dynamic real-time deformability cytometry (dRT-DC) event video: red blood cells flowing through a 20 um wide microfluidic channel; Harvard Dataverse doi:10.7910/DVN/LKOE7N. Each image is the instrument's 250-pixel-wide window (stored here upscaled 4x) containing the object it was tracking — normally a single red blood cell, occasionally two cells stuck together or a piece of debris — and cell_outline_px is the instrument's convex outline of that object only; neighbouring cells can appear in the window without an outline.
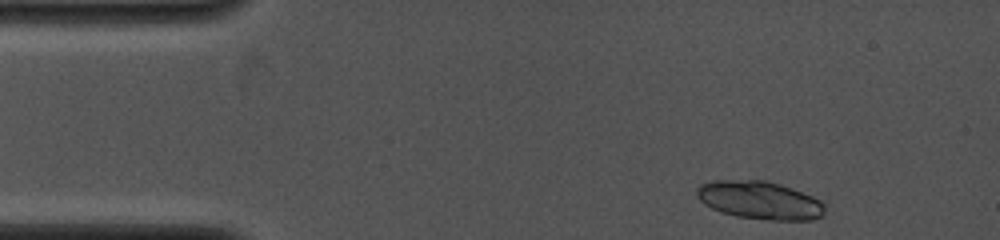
{"species": "common noctule bat (a hibernating species)", "species_latin": "Nyctalus noctula", "temperature_condition": "cold", "stored_images_in_passage": 4, "camera_frame_rate_fps": 4000, "um_per_image_px": 0.085, "animal": {"sex": "female", "body_mass_g": 19.0, "forearm_length_mm": 53.3}, "frame": {"image": 1, "passage_image": 1, "time_ms": 0.0, "image_size_px": [1000, 240], "cell_outline_px": [[824, 216], [812, 220], [764, 220], [736, 216], [720, 212], [704, 204], [696, 196], [696, 188], [700, 184], [712, 180], [764, 180], [780, 184], [812, 196], [820, 200], [824, 204]], "centroid_in_image_um": [64.55, 17.02], "position_along_channel_um": 20.4, "area_um2": 28.61}}